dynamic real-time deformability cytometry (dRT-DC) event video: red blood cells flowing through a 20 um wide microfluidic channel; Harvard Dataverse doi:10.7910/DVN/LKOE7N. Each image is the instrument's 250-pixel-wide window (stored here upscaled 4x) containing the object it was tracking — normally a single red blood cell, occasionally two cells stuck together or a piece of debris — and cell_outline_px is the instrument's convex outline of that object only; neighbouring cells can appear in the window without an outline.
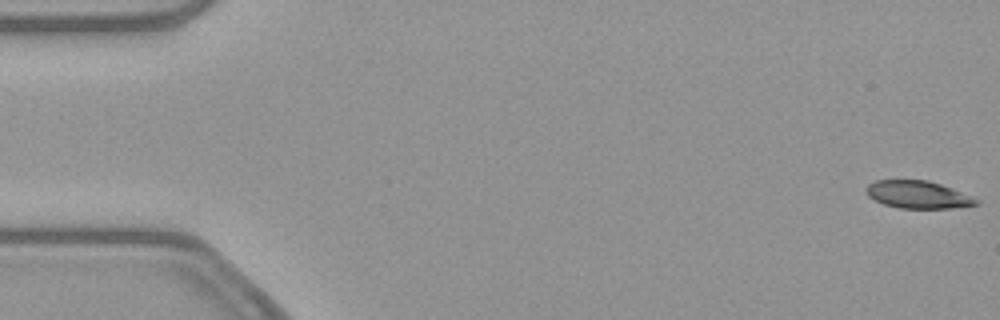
{"species": "common noctule bat (a hibernating species)", "species_latin": "Nyctalus noctula", "temperature_condition": "warm", "stored_images_in_passage": 53, "camera_frame_rate_fps": 3000, "um_per_image_px": 0.085, "animal": {"sex": "female", "body_mass_g": 21.9}, "frame": {"image": 1, "passage_image": 1, "time_ms": 0.0, "image_size_px": [1000, 320], "cell_outline_px": [[980, 204], [952, 208], [900, 208], [884, 204], [868, 196], [864, 192], [864, 188], [868, 184], [876, 180], [928, 180], [952, 188], [972, 196], [980, 200]], "centroid_in_image_um": [78.02, 16.54], "position_along_channel_um": 7.0, "area_um2": 17.74}}
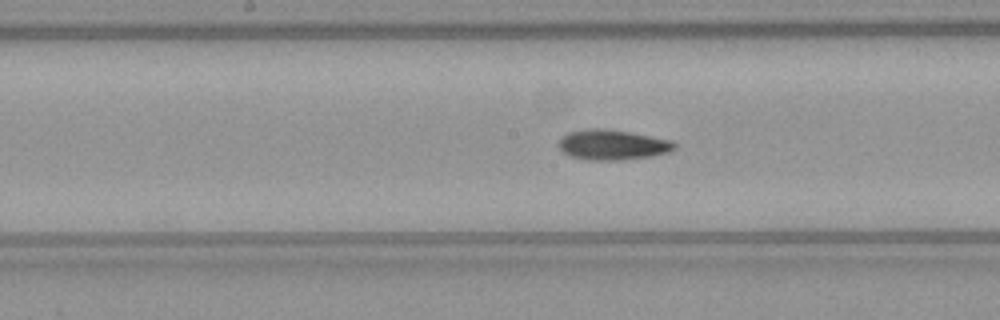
{"frame": {"image": 2, "passage_image": 27, "time_ms": 8.667, "image_size_px": [1000, 320], "cell_outline_px": [[676, 148], [668, 152], [652, 156], [620, 160], [584, 160], [572, 156], [564, 152], [556, 144], [560, 136], [568, 132], [588, 128], [604, 128], [628, 132], [672, 140], [676, 144]], "centroid_in_image_um": [52.02, 12.3], "position_along_channel_um": 196.2, "area_um2": 20.52}}
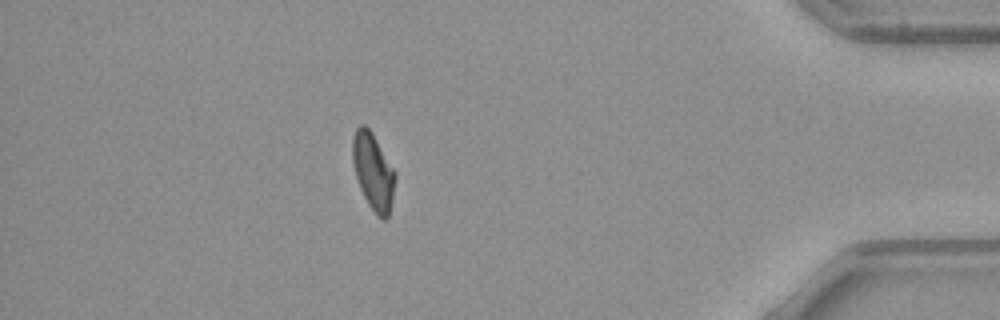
{"frame": {"image": 3, "passage_image": 47, "time_ms": 15.333, "image_size_px": [1000, 320], "cell_outline_px": [[396, 176], [388, 216], [384, 220], [380, 220], [376, 216], [368, 204], [360, 188], [356, 176], [352, 160], [352, 136], [356, 128], [360, 124], [364, 124], [372, 132], [396, 172]], "centroid_in_image_um": [31.7, 14.56], "position_along_channel_um": 403.5, "area_um2": 19.07}, "authors_computed_cell_mechanics": {"area_um2": 19.4786, "velocity_mm_per_s": 3.8573, "shape_relaxation_time_tau1_ms": null, "shape_relaxation_time_tau2_ms": 4.8533, "deformation_change_tau1": null, "deformation_change_tau2": 0.1066}}